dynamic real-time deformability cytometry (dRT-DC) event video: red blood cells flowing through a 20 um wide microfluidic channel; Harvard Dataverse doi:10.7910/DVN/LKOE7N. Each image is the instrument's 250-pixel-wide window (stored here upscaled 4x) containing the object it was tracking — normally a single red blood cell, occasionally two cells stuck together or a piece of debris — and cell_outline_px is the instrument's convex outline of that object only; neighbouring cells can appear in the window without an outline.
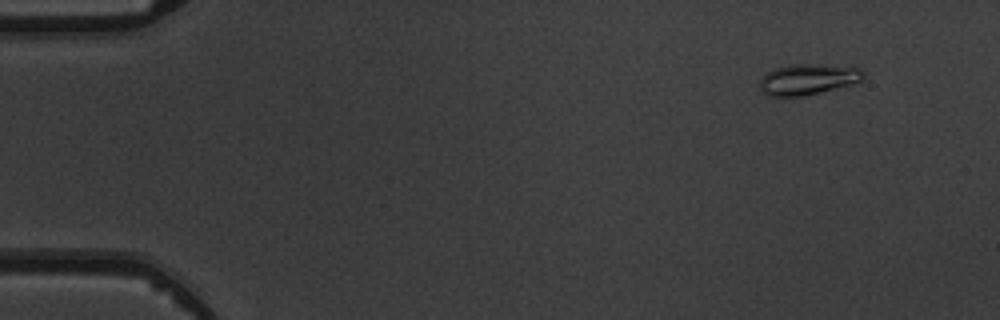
{"species": "common noctule bat (a hibernating species)", "species_latin": "Nyctalus noctula", "temperature_condition": "warm", "stored_images_in_passage": 5, "camera_frame_rate_fps": 3000, "um_per_image_px": 0.085, "animal": {"sex": "male", "body_mass_g": 19.5, "forearm_length_mm": 54.6}, "frame": {"image": 1, "passage_image": 2, "time_ms": 1.0, "image_size_px": [1000, 320], "cell_outline_px": [[864, 76], [860, 80], [852, 84], [804, 96], [768, 96], [760, 88], [760, 80], [768, 72], [776, 68], [792, 64], [808, 64], [860, 68], [864, 72]], "centroid_in_image_um": [68.66, 6.75], "position_along_channel_um": 16.3, "area_um2": 18.21}}
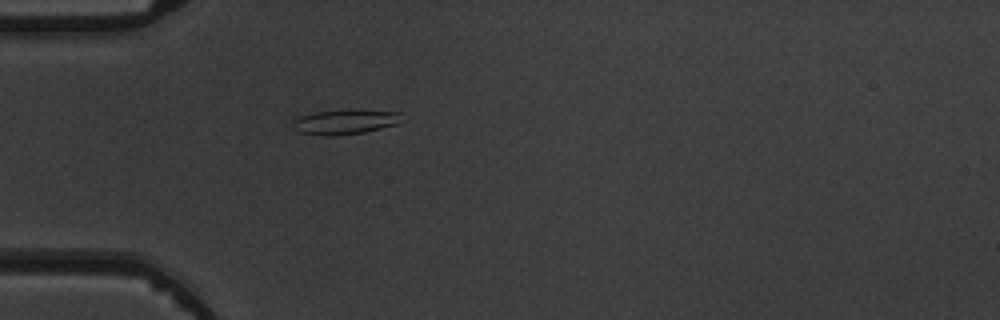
{"frame": {"image": 2, "passage_image": 5, "time_ms": 4.667, "image_size_px": [1000, 320], "cell_outline_px": [[400, 112], [396, 124], [364, 132], [332, 136], [324, 136], [300, 132], [292, 128], [292, 120], [300, 116], [312, 112]], "centroid_in_image_um": [29.16, 10.41], "position_along_channel_um": 55.8, "area_um2": 14.68}}